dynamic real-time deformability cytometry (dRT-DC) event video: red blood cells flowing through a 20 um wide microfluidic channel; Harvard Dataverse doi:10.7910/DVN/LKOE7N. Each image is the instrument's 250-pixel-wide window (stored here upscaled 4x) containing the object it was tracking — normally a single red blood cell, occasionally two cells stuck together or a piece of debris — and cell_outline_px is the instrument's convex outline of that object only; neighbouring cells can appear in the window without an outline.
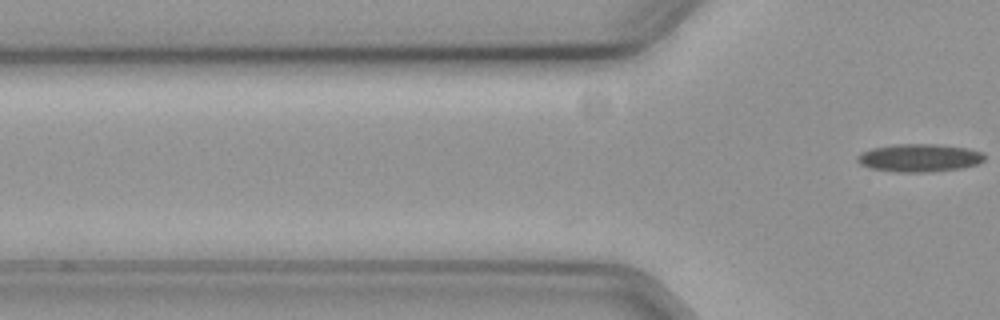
{"species": "common noctule bat (a hibernating species)", "species_latin": "Nyctalus noctula", "temperature_condition": "cold", "stored_images_in_passage": 2, "camera_frame_rate_fps": 3000, "um_per_image_px": 0.085, "animal": {"sex": "female", "body_mass_g": 19.3, "forearm_length_mm": 54.1}, "frame": {"image": 1, "passage_image": 2, "time_ms": 0.333, "image_size_px": [1000, 320], "cell_outline_px": [[984, 160], [976, 164], [960, 168], [932, 172], [896, 172], [868, 168], [860, 164], [856, 160], [856, 156], [872, 148], [896, 144], [936, 144], [968, 148], [984, 152]], "centroid_in_image_um": [78.13, 13.42], "position_along_channel_um": 47.7, "area_um2": 20.75}}